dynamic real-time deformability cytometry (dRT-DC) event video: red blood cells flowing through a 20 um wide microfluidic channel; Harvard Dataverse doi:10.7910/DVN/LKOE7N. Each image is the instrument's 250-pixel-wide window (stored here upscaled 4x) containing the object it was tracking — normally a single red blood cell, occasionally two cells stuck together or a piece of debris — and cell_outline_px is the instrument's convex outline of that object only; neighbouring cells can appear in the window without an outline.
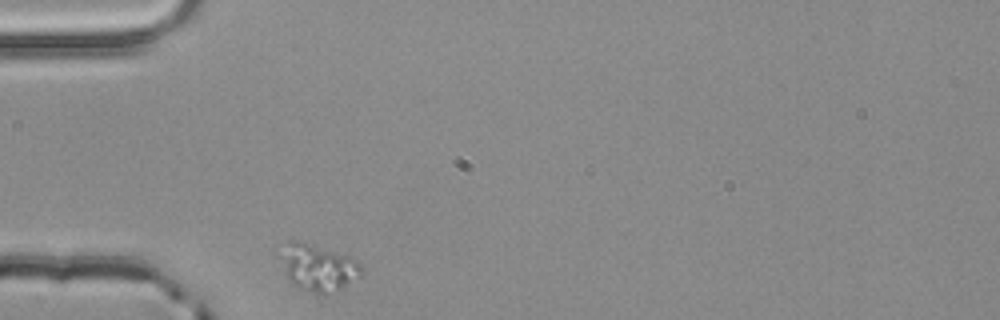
{"species": "common noctule bat (a hibernating species)", "species_latin": "Nyctalus noctula", "temperature_condition": "room temperature", "stored_images_in_passage": 31, "camera_frame_rate_fps": 3000, "um_per_image_px": 0.085, "animal": {"sex": "male", "body_mass_g": 20.4}, "frame": {"image": 1, "passage_image": 1, "time_ms": 0.0, "image_size_px": [1000, 320], "cell_outline_px": [[364, 272], [360, 276], [340, 288], [324, 296], [316, 296], [300, 288], [288, 276], [272, 252], [288, 240], [300, 240], [348, 256], [364, 264]], "centroid_in_image_um": [26.95, 22.7], "position_along_channel_um": 58.1, "area_um2": 22.95}}
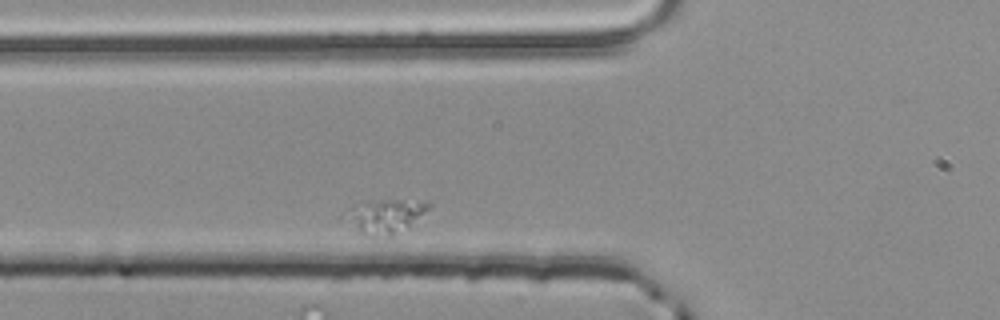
{"frame": {"image": 2, "passage_image": 5, "time_ms": 1.333, "image_size_px": [1000, 320], "cell_outline_px": [[432, 204], [408, 228], [388, 236], [364, 236], [336, 220], [336, 216], [348, 208], [380, 200], [400, 200]], "centroid_in_image_um": [32.49, 18.44], "position_along_channel_um": 93.3, "area_um2": 16.88}}